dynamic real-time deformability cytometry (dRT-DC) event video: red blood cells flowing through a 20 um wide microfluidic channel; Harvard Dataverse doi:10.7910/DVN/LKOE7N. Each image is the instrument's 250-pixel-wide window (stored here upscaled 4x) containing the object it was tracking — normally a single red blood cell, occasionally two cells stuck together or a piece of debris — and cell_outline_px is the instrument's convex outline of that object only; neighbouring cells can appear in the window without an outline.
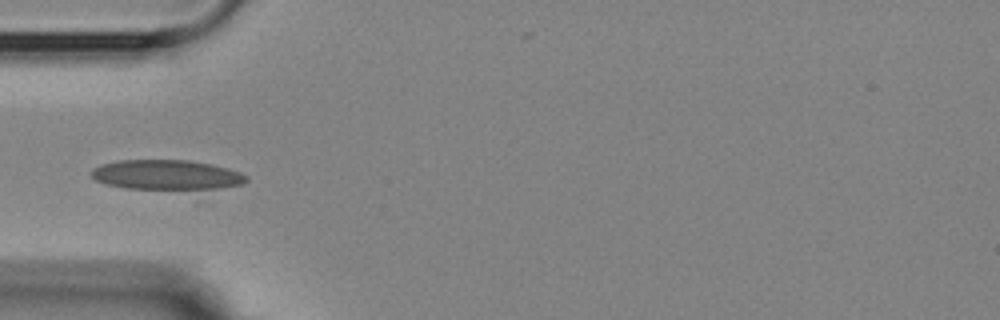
{"species": "Egyptian fruit bat (a non-hibernating species)", "species_latin": "Rousettus aegyptiacus", "temperature_condition": "room temperature", "stored_images_in_passage": 2, "camera_frame_rate_fps": 3000, "um_per_image_px": 0.085, "animal": {"sex": "female"}, "frame": {"image": 1, "passage_image": 1, "time_ms": 0.0, "image_size_px": [1000, 320], "cell_outline_px": [[248, 180], [244, 184], [212, 204], [208, 204], [124, 188], [108, 184], [96, 180], [88, 172], [92, 168], [100, 164], [120, 160], [188, 160], [212, 164], [228, 168], [240, 172], [248, 176]], "centroid_in_image_um": [14.61, 15.17], "position_along_channel_um": 70.4, "area_um2": 33.81}}